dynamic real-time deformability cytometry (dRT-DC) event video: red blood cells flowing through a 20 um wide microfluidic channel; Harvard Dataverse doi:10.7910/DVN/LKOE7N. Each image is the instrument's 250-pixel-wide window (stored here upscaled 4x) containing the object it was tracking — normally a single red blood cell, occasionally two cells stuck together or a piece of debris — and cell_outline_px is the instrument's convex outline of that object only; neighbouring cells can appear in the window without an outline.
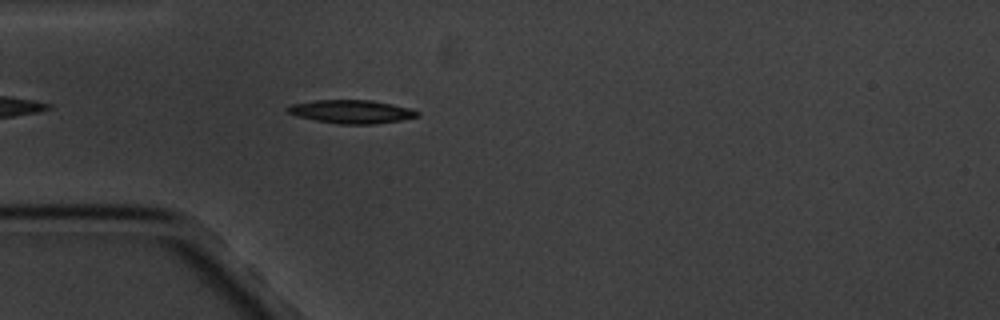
{"species": "common noctule bat (a hibernating species)", "species_latin": "Nyctalus noctula", "temperature_condition": "cold", "stored_images_in_passage": 5, "camera_frame_rate_fps": 3000, "um_per_image_px": 0.085, "animal": {"sex": "male", "body_mass_g": 20.1, "forearm_length_mm": 53.5}, "frame": {"image": 1, "passage_image": 5, "time_ms": 4.667, "image_size_px": [1000, 320], "cell_outline_px": [[420, 116], [400, 120], [372, 124], [340, 124], [316, 120], [296, 116], [288, 112], [284, 108], [292, 104], [316, 100], [372, 100], [392, 104], [408, 108], [420, 112]], "centroid_in_image_um": [29.86, 9.48], "position_along_channel_um": 55.1, "area_um2": 17.57}}